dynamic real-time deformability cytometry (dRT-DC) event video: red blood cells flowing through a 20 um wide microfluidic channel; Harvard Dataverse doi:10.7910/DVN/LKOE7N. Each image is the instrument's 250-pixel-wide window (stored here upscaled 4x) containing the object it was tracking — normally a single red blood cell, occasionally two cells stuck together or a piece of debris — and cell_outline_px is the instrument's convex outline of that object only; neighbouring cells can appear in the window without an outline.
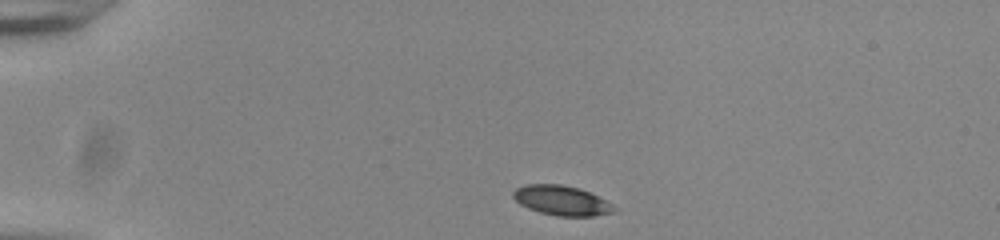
{"species": "common noctule bat (a hibernating species)", "species_latin": "Nyctalus noctula", "temperature_condition": "room temperature", "stored_images_in_passage": 43, "camera_frame_rate_fps": 3000, "um_per_image_px": 0.085, "animal": {"sex": "male", "body_mass_g": 20.0, "forearm_length_mm": 53.3}, "frame": {"image": 1, "passage_image": 1, "time_ms": 0.0, "image_size_px": [1000, 240], "cell_outline_px": [[616, 208], [612, 212], [592, 216], [556, 216], [540, 212], [528, 208], [520, 204], [512, 196], [512, 192], [516, 188], [528, 184], [560, 184], [580, 188], [612, 204]], "centroid_in_image_um": [47.7, 17.04], "position_along_channel_um": 37.3, "area_um2": 17.28}}
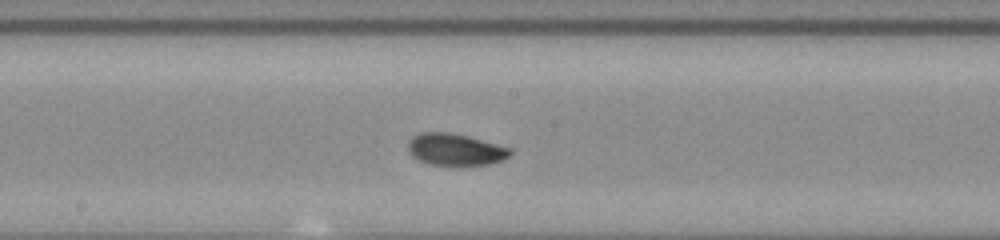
{"frame": {"image": 2, "passage_image": 19, "time_ms": 6.0, "image_size_px": [1000, 240], "cell_outline_px": [[512, 152], [504, 160], [492, 164], [464, 168], [432, 164], [420, 160], [412, 156], [408, 152], [408, 144], [412, 136], [420, 132], [448, 132], [468, 136], [512, 148]], "centroid_in_image_um": [38.74, 12.75], "position_along_channel_um": 209.5, "area_um2": 19.65}}
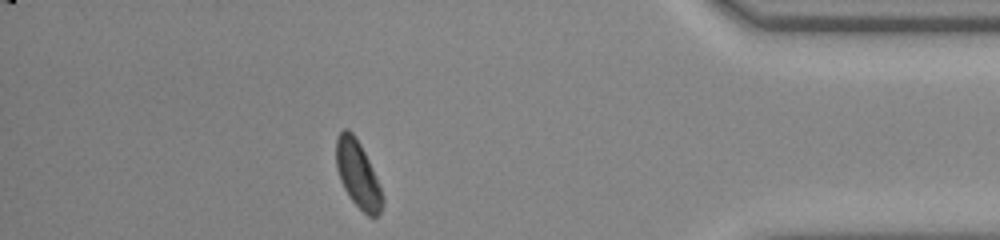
{"frame": {"image": 3, "passage_image": 37, "time_ms": 12.0, "image_size_px": [1000, 240], "cell_outline_px": [[384, 204], [380, 212], [376, 216], [368, 216], [352, 200], [344, 188], [340, 180], [336, 168], [336, 140], [340, 132], [344, 128], [348, 128], [352, 132], [360, 144], [372, 168], [380, 188], [384, 200]], "centroid_in_image_um": [30.4, 14.81], "position_along_channel_um": 404.8, "area_um2": 17.74}, "authors_computed_cell_mechanics": {"area_um2": 18.0914, "velocity_mm_per_s": 3.8189, "shape_relaxation_time_tau1_ms": 4.1823, "shape_relaxation_time_tau2_ms": 5.6535, "deformation_change_tau1": 0.102, "deformation_change_tau2": 0.0781}}